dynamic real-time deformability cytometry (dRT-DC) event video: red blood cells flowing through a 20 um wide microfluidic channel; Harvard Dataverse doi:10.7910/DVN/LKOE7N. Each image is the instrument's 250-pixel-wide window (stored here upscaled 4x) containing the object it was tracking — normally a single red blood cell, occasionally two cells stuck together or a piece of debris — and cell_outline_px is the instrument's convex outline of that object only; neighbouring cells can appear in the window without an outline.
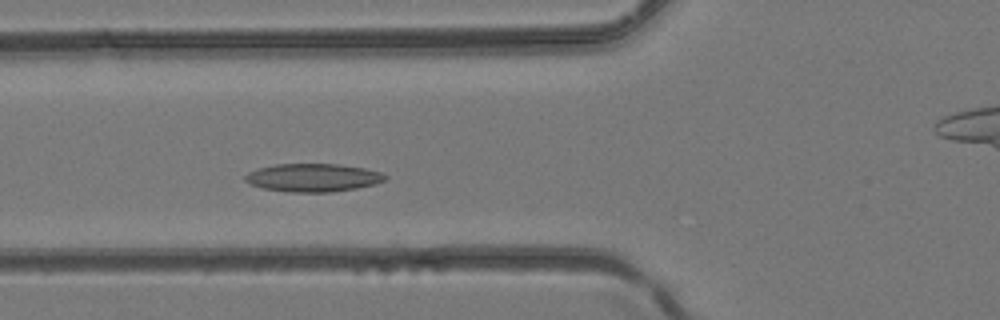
{"species": "common noctule bat (a hibernating species)", "species_latin": "Nyctalus noctula", "temperature_condition": "room temperature", "stored_images_in_passage": 38, "camera_frame_rate_fps": 3000, "um_per_image_px": 0.085, "animal": {"sex": "female", "body_mass_g": 24.6, "forearm_length_mm": 56.2}, "frame": {"image": 1, "passage_image": 11, "time_ms": 3.333, "image_size_px": [1000, 320], "cell_outline_px": [[388, 180], [376, 184], [356, 188], [328, 192], [288, 192], [264, 188], [252, 184], [244, 180], [244, 176], [248, 172], [256, 168], [276, 164], [340, 164], [364, 168], [380, 172], [388, 176]], "centroid_in_image_um": [26.62, 15.09], "position_along_channel_um": 99.2, "area_um2": 23.0}}
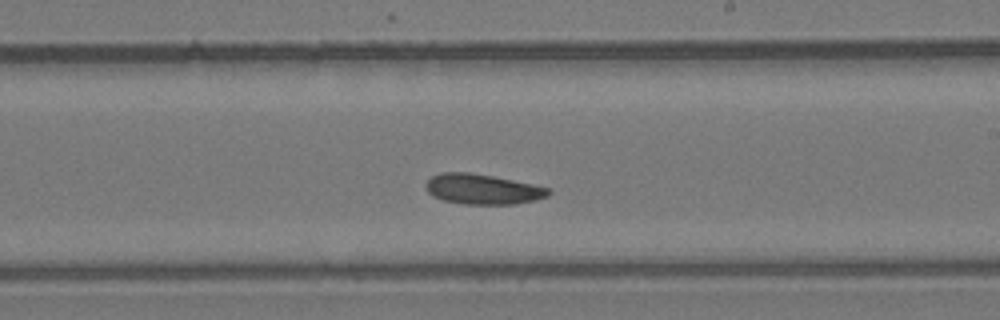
{"frame": {"image": 2, "passage_image": 20, "time_ms": 6.333, "image_size_px": [1000, 320], "cell_outline_px": [[552, 192], [548, 196], [536, 200], [512, 204], [464, 204], [444, 200], [432, 196], [428, 192], [424, 184], [432, 176], [440, 172], [468, 172], [492, 176], [532, 184], [548, 188]], "centroid_in_image_um": [41.0, 16.08], "position_along_channel_um": 248.0, "area_um2": 21.5}}
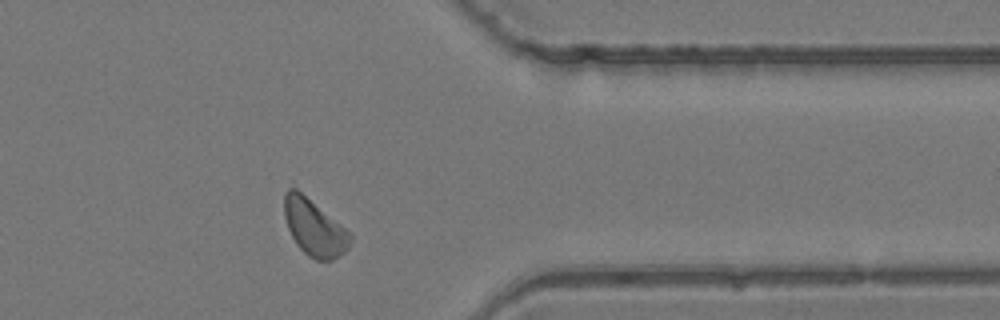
{"frame": {"image": 3, "passage_image": 29, "time_ms": 9.333, "image_size_px": [1000, 320], "cell_outline_px": [[352, 240], [348, 248], [340, 256], [332, 260], [316, 260], [308, 256], [296, 244], [288, 228], [284, 216], [284, 192], [292, 180], [352, 232]], "centroid_in_image_um": [26.7, 19.2], "position_along_channel_um": 384.7, "area_um2": 23.18}}